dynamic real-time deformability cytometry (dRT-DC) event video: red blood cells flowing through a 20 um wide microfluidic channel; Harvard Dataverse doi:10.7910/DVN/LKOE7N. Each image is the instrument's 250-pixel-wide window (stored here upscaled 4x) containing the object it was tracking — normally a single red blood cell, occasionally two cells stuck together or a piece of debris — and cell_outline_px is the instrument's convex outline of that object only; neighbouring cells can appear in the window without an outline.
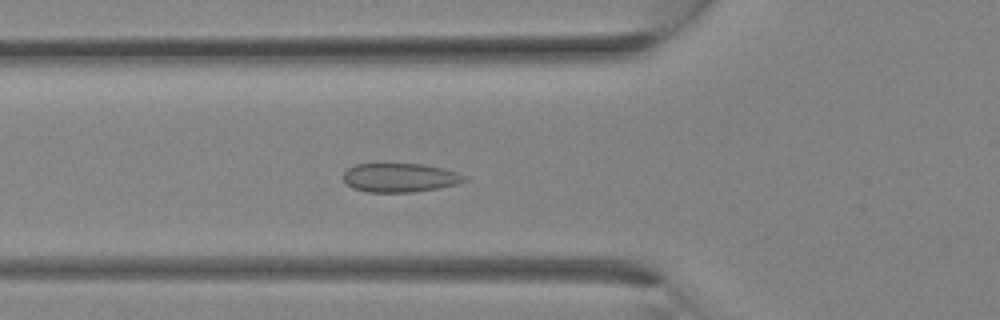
{"species": "Egyptian fruit bat (a non-hibernating species)", "species_latin": "Rousettus aegyptiacus", "temperature_condition": "room temperature", "stored_images_in_passage": 29, "camera_frame_rate_fps": 3000, "um_per_image_px": 0.085, "animal": {"sex": "female"}, "frame": {"image": 1, "passage_image": 10, "time_ms": 3.0, "image_size_px": [1000, 320], "cell_outline_px": [[468, 180], [456, 184], [440, 188], [412, 192], [368, 192], [352, 188], [344, 180], [344, 172], [348, 168], [356, 164], [424, 164], [444, 168], [456, 172], [464, 176]], "centroid_in_image_um": [34.0, 15.1], "position_along_channel_um": 91.8, "area_um2": 20.35}}
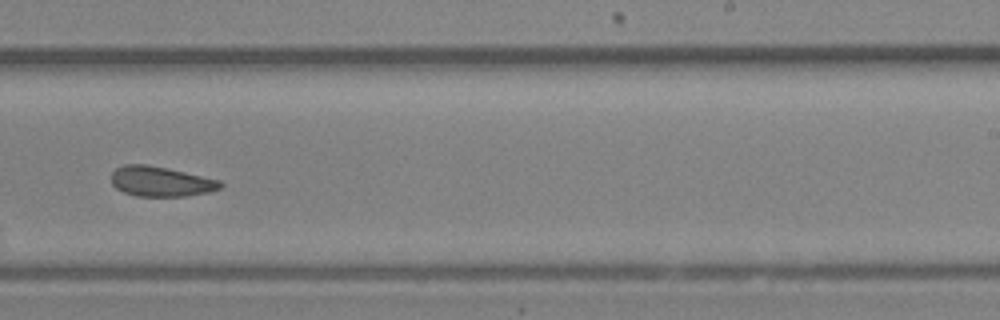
{"frame": {"image": 2, "passage_image": 18, "time_ms": 5.667, "image_size_px": [1000, 320], "cell_outline_px": [[224, 184], [220, 188], [208, 192], [188, 196], [136, 196], [124, 192], [116, 188], [112, 184], [112, 172], [116, 168], [124, 164], [148, 164], [168, 168], [220, 180]], "centroid_in_image_um": [13.66, 15.42], "position_along_channel_um": 275.3, "area_um2": 19.13}}
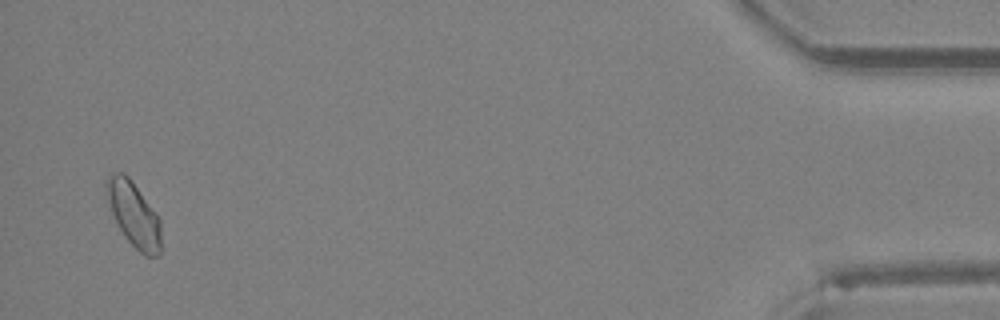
{"frame": {"image": 3, "passage_image": 28, "time_ms": 9.0, "image_size_px": [1000, 320], "cell_outline_px": [[160, 256], [144, 256], [124, 236], [112, 212], [104, 192], [104, 184], [108, 176], [112, 172], [124, 172], [132, 180], [160, 220]], "centroid_in_image_um": [11.34, 18.18], "position_along_channel_um": 423.9, "area_um2": 20.46}}